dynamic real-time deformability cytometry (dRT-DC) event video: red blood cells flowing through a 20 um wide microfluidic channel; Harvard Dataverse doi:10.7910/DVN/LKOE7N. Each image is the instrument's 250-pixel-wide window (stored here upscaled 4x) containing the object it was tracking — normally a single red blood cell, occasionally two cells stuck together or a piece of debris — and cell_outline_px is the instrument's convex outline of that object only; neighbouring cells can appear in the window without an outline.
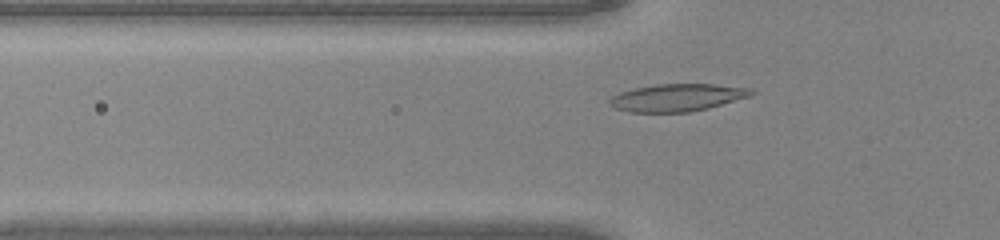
{"species": "common noctule bat (a hibernating species)", "species_latin": "Nyctalus noctula", "temperature_condition": "warm", "stored_images_in_passage": 42, "camera_frame_rate_fps": 3000, "um_per_image_px": 0.085, "animal": {"sex": "male", "body_mass_g": 20.0, "forearm_length_mm": 53.3}, "frame": {"image": 1, "passage_image": 9, "time_ms": 2.667, "image_size_px": [1000, 240], "cell_outline_px": [[756, 92], [752, 96], [708, 108], [688, 112], [628, 112], [616, 108], [608, 104], [608, 100], [612, 96], [620, 92], [636, 88], [656, 84], [712, 84], [752, 88]], "centroid_in_image_um": [57.59, 8.29], "position_along_channel_um": 68.2, "area_um2": 22.72}}
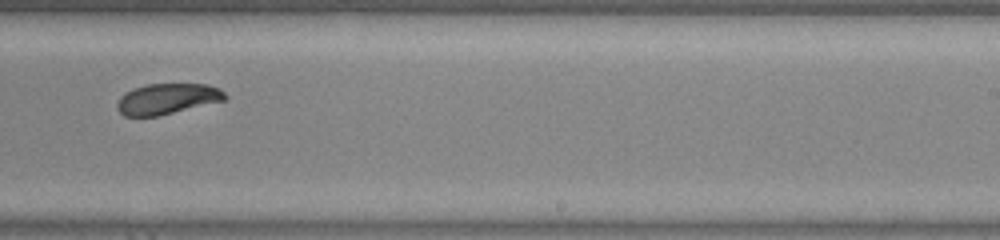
{"frame": {"image": 2, "passage_image": 24, "time_ms": 7.667, "image_size_px": [1000, 240], "cell_outline_px": [[228, 96], [224, 100], [156, 116], [124, 116], [116, 108], [116, 104], [120, 96], [132, 88], [148, 84], [208, 84], [220, 88]], "centroid_in_image_um": [14.19, 8.39], "position_along_channel_um": 274.8, "area_um2": 19.19}}
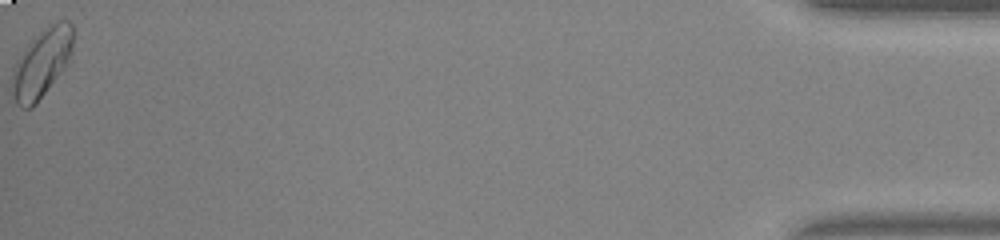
{"frame": {"image": 3, "passage_image": 42, "time_ms": 13.667, "image_size_px": [1000, 240], "cell_outline_px": [[72, 52], [68, 64], [36, 104], [32, 108], [20, 108], [16, 104], [12, 96], [12, 72], [16, 60], [32, 40], [56, 20], [68, 20], [72, 24]], "centroid_in_image_um": [3.54, 5.41], "position_along_channel_um": 431.7, "area_um2": 24.22}, "authors_computed_cell_mechanics": {"area_um2": 20.6635, "velocity_mm_per_s": 4.1631, "shape_relaxation_time_tau1_ms": 2.5605, "shape_relaxation_time_tau2_ms": null, "deformation_change_tau1": 0.1111, "deformation_change_tau2": null}}